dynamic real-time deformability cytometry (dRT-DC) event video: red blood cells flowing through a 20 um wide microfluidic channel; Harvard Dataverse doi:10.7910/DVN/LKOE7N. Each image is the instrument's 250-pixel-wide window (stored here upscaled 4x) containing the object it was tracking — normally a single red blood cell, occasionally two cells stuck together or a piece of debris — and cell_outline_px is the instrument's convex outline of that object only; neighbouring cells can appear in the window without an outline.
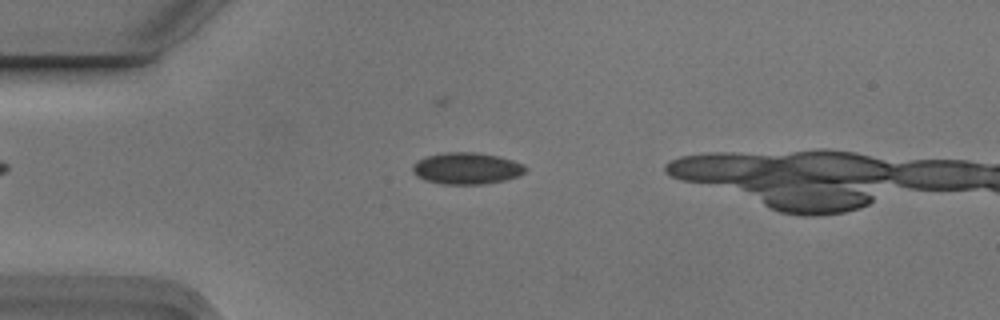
{"species": "Egyptian fruit bat (a non-hibernating species)", "species_latin": "Rousettus aegyptiacus", "temperature_condition": "cold", "stored_images_in_passage": 3, "camera_frame_rate_fps": 3000, "um_per_image_px": 0.085, "animal": {"sex": "male"}, "frame": {"image": 1, "passage_image": 2, "time_ms": 0.333, "image_size_px": [1000, 320], "cell_outline_px": [[528, 168], [520, 176], [504, 180], [484, 184], [440, 184], [424, 180], [416, 176], [412, 172], [412, 164], [416, 160], [424, 156], [444, 152], [476, 152], [500, 156], [524, 164]], "centroid_in_image_um": [39.64, 14.3], "position_along_channel_um": 45.4, "area_um2": 21.21}}